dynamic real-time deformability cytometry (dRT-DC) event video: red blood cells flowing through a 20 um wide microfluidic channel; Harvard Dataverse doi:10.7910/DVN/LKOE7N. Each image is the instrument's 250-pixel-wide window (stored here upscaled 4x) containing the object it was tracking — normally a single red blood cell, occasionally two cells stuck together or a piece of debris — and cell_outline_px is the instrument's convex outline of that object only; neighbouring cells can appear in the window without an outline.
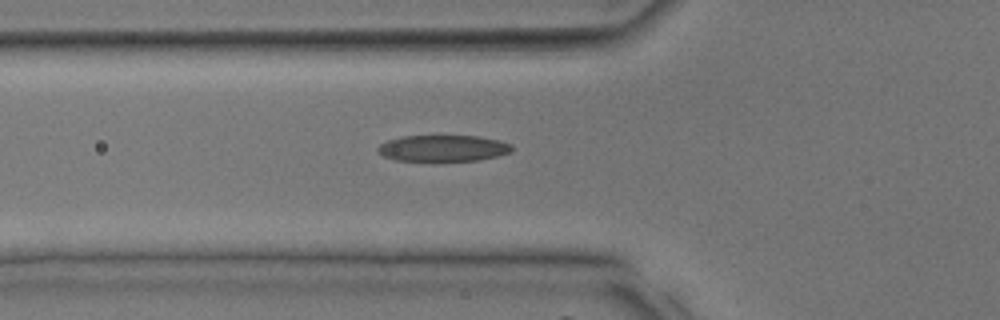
{"species": "common noctule bat (a hibernating species)", "species_latin": "Nyctalus noctula", "temperature_condition": "room temperature", "stored_images_in_passage": 36, "camera_frame_rate_fps": 3000, "um_per_image_px": 0.085, "animal": {"sex": "male", "body_mass_g": 17.9, "forearm_length_mm": 54.2}, "frame": {"image": 1, "passage_image": 14, "time_ms": 4.333, "image_size_px": [1000, 320], "cell_outline_px": [[512, 152], [480, 160], [396, 160], [384, 156], [376, 152], [376, 148], [380, 144], [388, 140], [404, 136], [480, 136], [500, 140], [512, 144]], "centroid_in_image_um": [37.67, 12.59], "position_along_channel_um": 88.1, "area_um2": 20.46}}
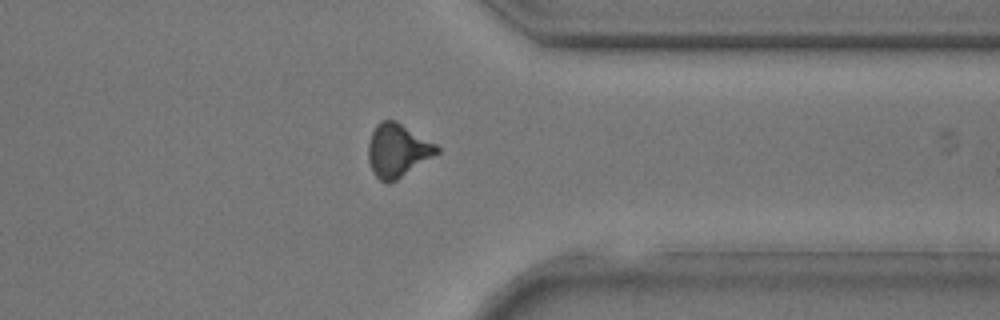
{"frame": {"image": 2, "passage_image": 30, "time_ms": 9.667, "image_size_px": [1000, 320], "cell_outline_px": [[440, 152], [396, 180], [388, 184], [384, 184], [372, 172], [368, 160], [368, 144], [372, 132], [376, 124], [380, 120], [396, 120], [436, 144], [440, 148]], "centroid_in_image_um": [33.77, 12.79], "position_along_channel_um": 377.6, "area_um2": 21.39}}
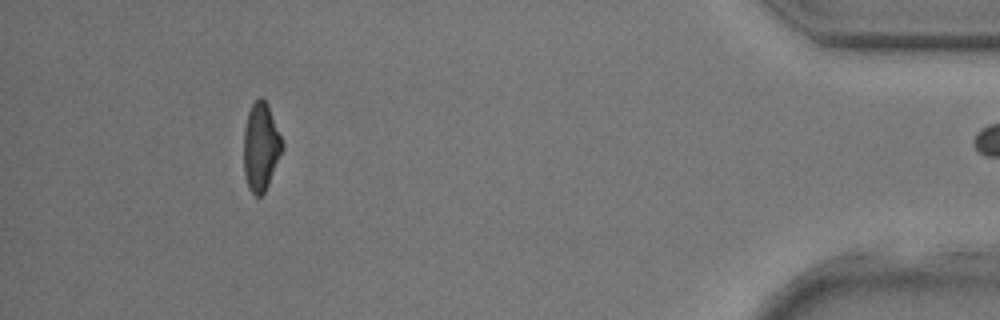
{"frame": {"image": 3, "passage_image": 35, "time_ms": 11.333, "image_size_px": [1000, 320], "cell_outline_px": [[284, 148], [268, 184], [264, 192], [260, 196], [256, 196], [248, 188], [244, 176], [244, 128], [248, 112], [252, 104], [260, 96], [268, 104], [284, 144]], "centroid_in_image_um": [22.17, 12.48], "position_along_channel_um": 413.0, "area_um2": 19.77}}